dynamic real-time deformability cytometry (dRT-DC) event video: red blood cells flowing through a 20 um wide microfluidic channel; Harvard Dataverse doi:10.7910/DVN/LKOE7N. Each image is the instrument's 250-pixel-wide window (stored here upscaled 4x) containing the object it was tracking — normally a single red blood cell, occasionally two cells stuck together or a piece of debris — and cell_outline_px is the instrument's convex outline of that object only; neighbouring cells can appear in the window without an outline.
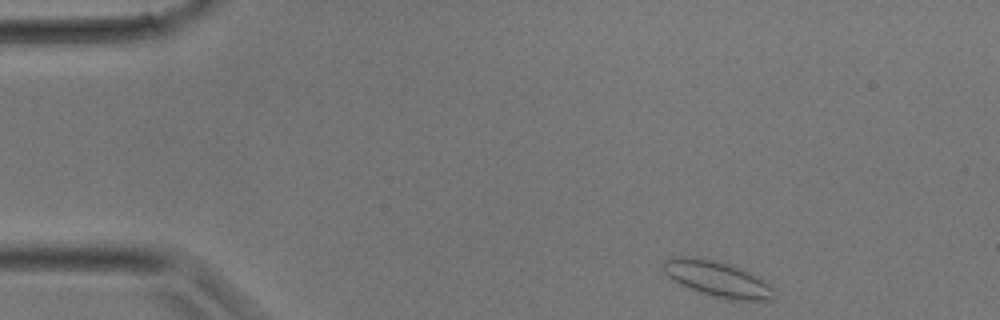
{"species": "common noctule bat (a hibernating species)", "species_latin": "Nyctalus noctula", "temperature_condition": "room temperature", "stored_images_in_passage": 31, "camera_frame_rate_fps": 3000, "um_per_image_px": 0.085, "animal": {"sex": "male", "body_mass_g": 17.9}, "frame": {"image": 1, "passage_image": 1, "time_ms": 0.0, "image_size_px": [1000, 320], "cell_outline_px": [[772, 300], [728, 300], [712, 296], [688, 288], [680, 284], [668, 276], [664, 272], [664, 264], [668, 256], [692, 256], [712, 260], [744, 268], [768, 284], [772, 288]], "centroid_in_image_um": [60.94, 23.7], "position_along_channel_um": 24.1, "area_um2": 22.83}}
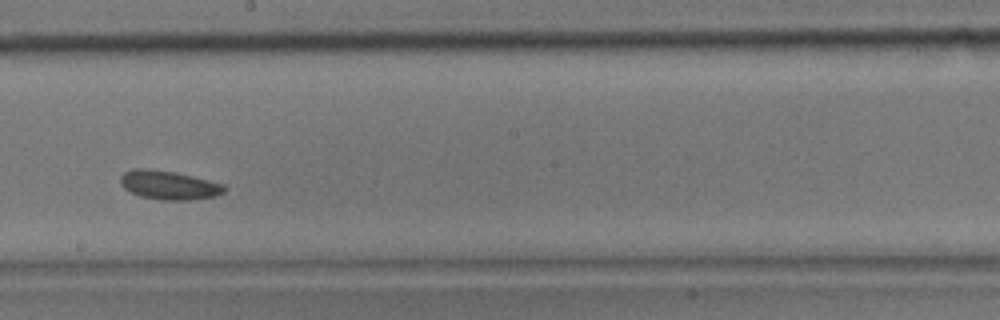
{"frame": {"image": 2, "passage_image": 16, "time_ms": 5.0, "image_size_px": [1000, 320], "cell_outline_px": [[228, 188], [224, 192], [216, 196], [192, 200], [160, 200], [140, 196], [124, 188], [120, 184], [120, 176], [124, 172], [132, 168], [148, 168], [172, 172], [192, 176], [224, 184]], "centroid_in_image_um": [14.35, 15.73], "position_along_channel_um": 233.8, "area_um2": 17.57}}
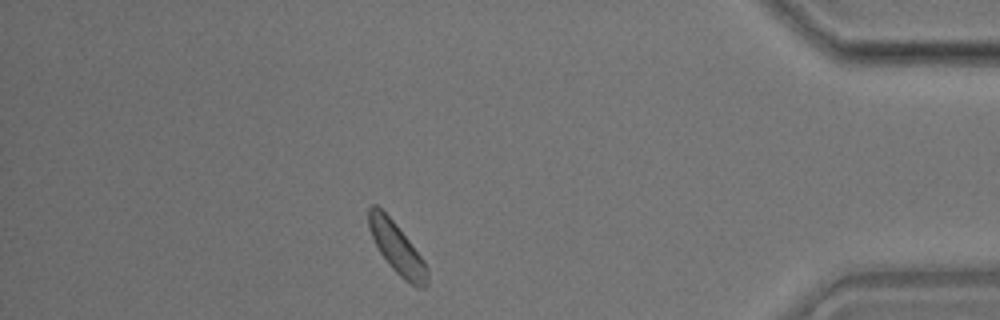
{"frame": {"image": 3, "passage_image": 27, "time_ms": 8.667, "image_size_px": [1000, 320], "cell_outline_px": [[428, 284], [424, 288], [416, 288], [404, 280], [388, 264], [380, 252], [368, 228], [368, 208], [372, 204], [376, 204], [396, 224], [424, 260], [428, 268]], "centroid_in_image_um": [33.75, 21.12], "position_along_channel_um": 401.4, "area_um2": 17.34}}